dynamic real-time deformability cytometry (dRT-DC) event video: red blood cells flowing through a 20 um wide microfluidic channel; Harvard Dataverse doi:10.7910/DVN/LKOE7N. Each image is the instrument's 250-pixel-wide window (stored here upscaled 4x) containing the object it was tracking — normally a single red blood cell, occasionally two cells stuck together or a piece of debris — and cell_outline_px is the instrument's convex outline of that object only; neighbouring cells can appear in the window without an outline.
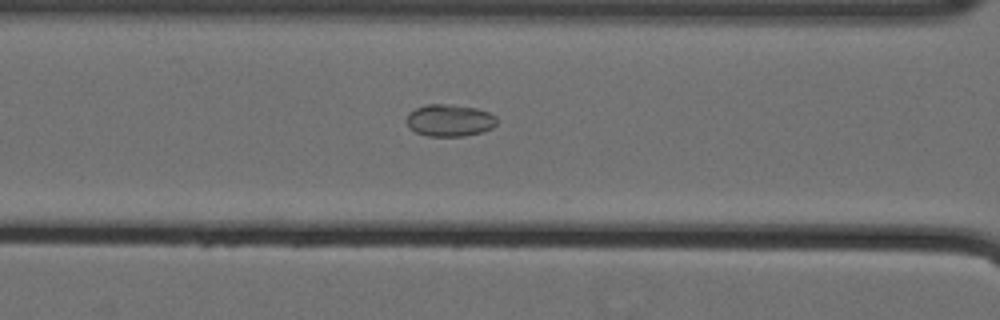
{"species": "Egyptian fruit bat (a non-hibernating species)", "species_latin": "Rousettus aegyptiacus", "temperature_condition": "cold", "stored_images_in_passage": 45, "camera_frame_rate_fps": 3000, "um_per_image_px": 0.085, "animal": {"sex": "female"}, "frame": {"image": 1, "passage_image": 19, "time_ms": 6.0, "image_size_px": [1000, 320], "cell_outline_px": [[496, 124], [492, 128], [480, 132], [464, 136], [428, 136], [416, 132], [408, 128], [408, 112], [416, 108], [428, 104], [444, 104], [476, 108], [488, 112], [496, 116]], "centroid_in_image_um": [38.21, 10.23], "position_along_channel_um": 128.4, "area_um2": 16.7}}
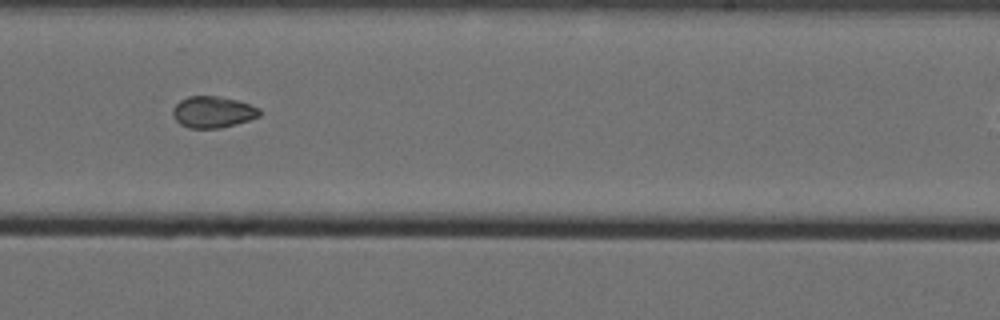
{"frame": {"image": 2, "passage_image": 31, "time_ms": 10.0, "image_size_px": [1000, 320], "cell_outline_px": [[260, 116], [236, 124], [220, 128], [188, 128], [180, 124], [172, 116], [172, 108], [180, 100], [188, 96], [220, 96], [236, 100], [260, 108]], "centroid_in_image_um": [18.06, 9.52], "position_along_channel_um": 270.9, "area_um2": 15.95}}
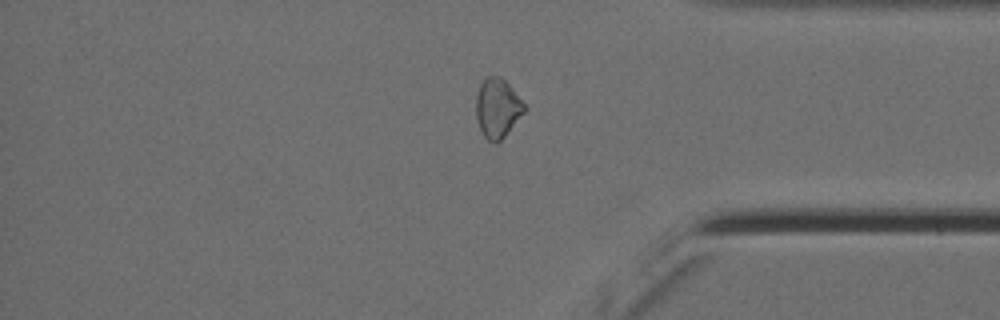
{"frame": {"image": 3, "passage_image": 42, "time_ms": 13.667, "image_size_px": [1000, 320], "cell_outline_px": [[524, 112], [504, 136], [496, 144], [492, 144], [484, 136], [480, 128], [476, 116], [476, 96], [480, 84], [484, 76], [500, 76], [512, 88], [524, 104]], "centroid_in_image_um": [42.25, 9.18], "position_along_channel_um": 393.0, "area_um2": 16.47}}